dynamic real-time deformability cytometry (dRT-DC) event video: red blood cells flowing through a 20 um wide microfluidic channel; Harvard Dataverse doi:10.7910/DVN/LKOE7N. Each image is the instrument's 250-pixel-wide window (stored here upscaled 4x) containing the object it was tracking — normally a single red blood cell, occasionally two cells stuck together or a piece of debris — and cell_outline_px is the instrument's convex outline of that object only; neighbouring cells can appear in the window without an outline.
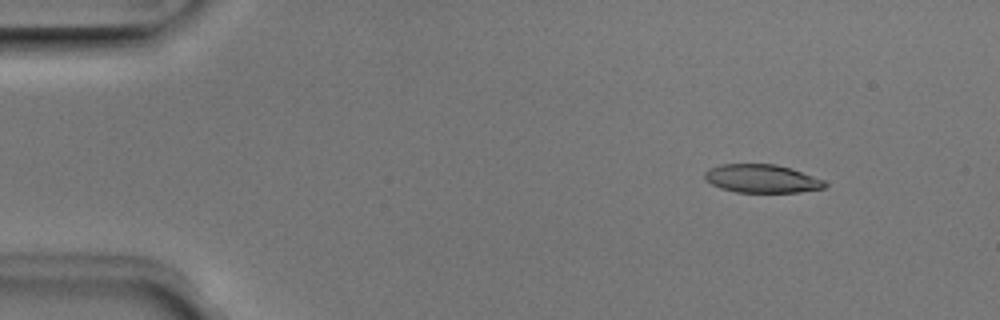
{"species": "Egyptian fruit bat (a non-hibernating species)", "species_latin": "Rousettus aegyptiacus", "temperature_condition": "room temperature", "stored_images_in_passage": 6, "camera_frame_rate_fps": 3000, "um_per_image_px": 0.085, "animal": {"sex": "male"}, "frame": {"image": 1, "passage_image": 1, "time_ms": 0.0, "image_size_px": [1000, 320], "cell_outline_px": [[828, 184], [824, 188], [800, 192], [736, 192], [720, 188], [704, 180], [704, 172], [708, 168], [720, 164], [776, 164], [792, 168], [824, 180]], "centroid_in_image_um": [64.74, 15.18], "position_along_channel_um": 20.3, "area_um2": 20.0}}
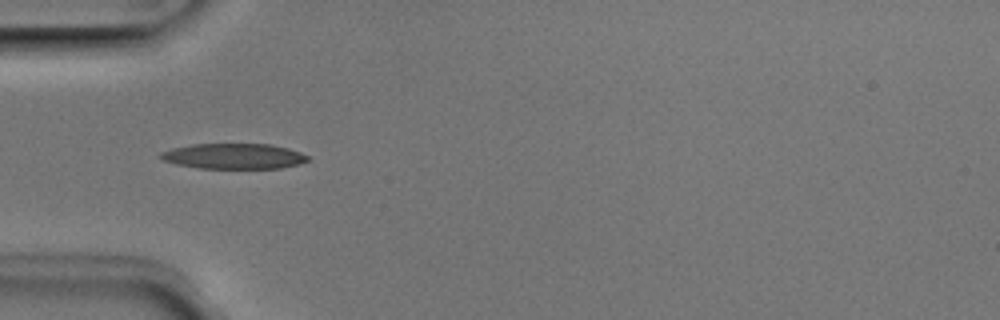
{"frame": {"image": 2, "passage_image": 4, "time_ms": 1.0, "image_size_px": [1000, 320], "cell_outline_px": [[308, 160], [296, 164], [280, 168], [200, 168], [176, 164], [164, 160], [156, 156], [160, 152], [172, 148], [192, 144], [272, 144], [288, 148], [300, 152], [308, 156]], "centroid_in_image_um": [19.82, 13.27], "position_along_channel_um": 65.2, "area_um2": 21.73}}
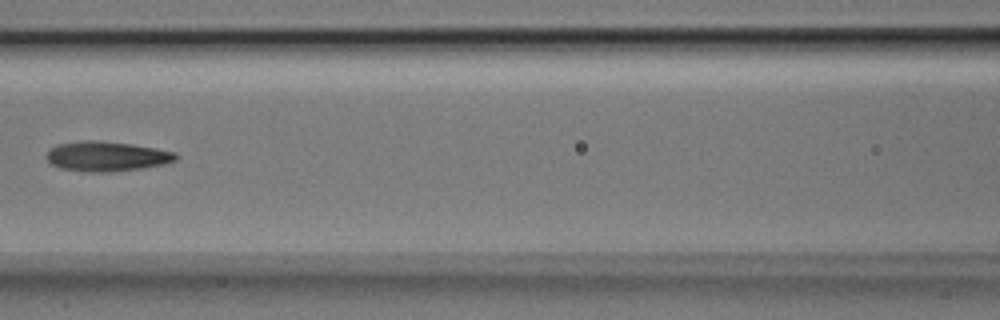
{"frame": {"image": 3, "passage_image": 6, "time_ms": 1.667, "image_size_px": [1000, 320], "cell_outline_px": [[176, 160], [168, 164], [112, 172], [84, 172], [60, 168], [52, 164], [48, 160], [48, 148], [56, 144], [80, 140], [100, 140], [132, 144], [156, 148], [176, 152]], "centroid_in_image_um": [9.06, 13.28], "position_along_channel_um": 157.5, "area_um2": 22.77}}